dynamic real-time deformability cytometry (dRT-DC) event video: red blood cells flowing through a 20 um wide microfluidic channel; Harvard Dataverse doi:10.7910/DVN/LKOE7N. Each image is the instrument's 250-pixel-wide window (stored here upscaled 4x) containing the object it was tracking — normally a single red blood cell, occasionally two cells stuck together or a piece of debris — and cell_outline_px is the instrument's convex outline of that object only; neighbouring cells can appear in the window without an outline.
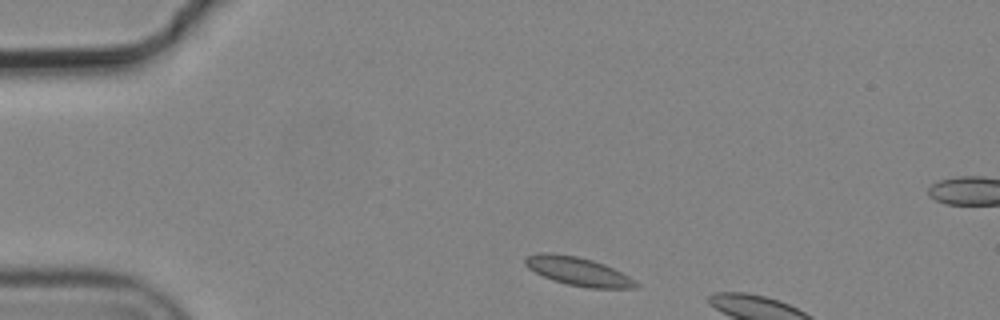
{"species": "common noctule bat (a hibernating species)", "species_latin": "Nyctalus noctula", "temperature_condition": "cold", "stored_images_in_passage": 2, "camera_frame_rate_fps": 3000, "um_per_image_px": 0.085, "animal": {"sex": "male", "body_mass_g": 19.2, "forearm_length_mm": 51.8}, "frame": {"image": 1, "passage_image": 1, "time_ms": 0.0, "image_size_px": [1000, 320], "cell_outline_px": [[640, 284], [636, 288], [588, 288], [568, 284], [552, 280], [528, 268], [524, 264], [524, 260], [528, 256], [540, 252], [552, 252], [576, 256], [592, 260], [604, 264], [628, 276]], "centroid_in_image_um": [49.13, 23.06], "position_along_channel_um": 35.9, "area_um2": 18.26}}